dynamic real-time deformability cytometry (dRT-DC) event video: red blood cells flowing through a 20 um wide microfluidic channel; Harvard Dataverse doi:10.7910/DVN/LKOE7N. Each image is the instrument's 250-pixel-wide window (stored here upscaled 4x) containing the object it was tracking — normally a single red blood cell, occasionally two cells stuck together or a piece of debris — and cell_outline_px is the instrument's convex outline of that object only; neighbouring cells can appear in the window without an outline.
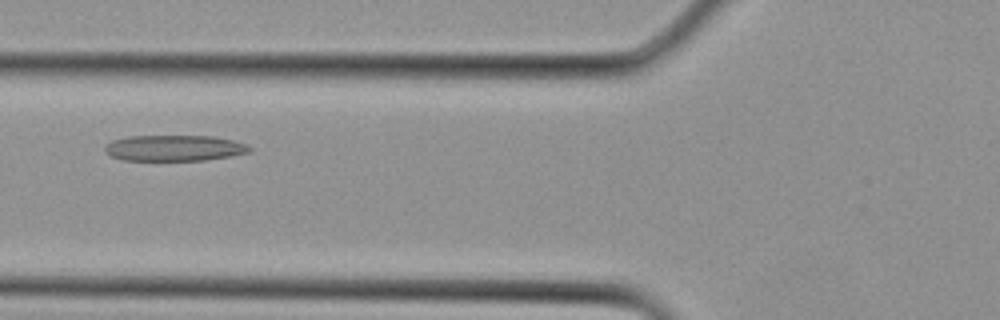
{"species": "Egyptian fruit bat (a non-hibernating species)", "species_latin": "Rousettus aegyptiacus", "temperature_condition": "cold", "stored_images_in_passage": 3, "camera_frame_rate_fps": 3000, "um_per_image_px": 0.085, "animal": {"sex": "female"}, "frame": {"image": 1, "passage_image": 3, "time_ms": 0.667, "image_size_px": [1000, 320], "cell_outline_px": [[252, 148], [248, 152], [228, 156], [204, 160], [124, 160], [112, 156], [104, 152], [104, 148], [112, 140], [128, 136], [212, 136], [232, 140], [244, 144]], "centroid_in_image_um": [14.77, 12.58], "position_along_channel_um": 111.0, "area_um2": 21.56}}